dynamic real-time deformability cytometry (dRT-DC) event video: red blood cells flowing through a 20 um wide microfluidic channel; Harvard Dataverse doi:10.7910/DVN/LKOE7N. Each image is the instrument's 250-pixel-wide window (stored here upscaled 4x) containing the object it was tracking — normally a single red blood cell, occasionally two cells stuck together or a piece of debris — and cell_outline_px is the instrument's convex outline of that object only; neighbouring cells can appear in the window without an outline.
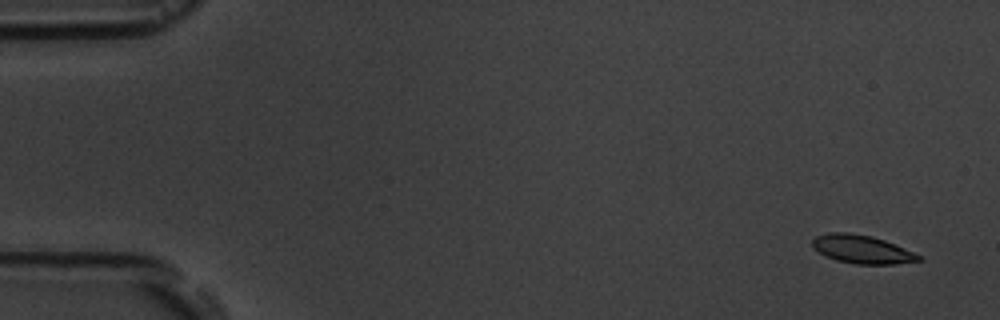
{"species": "common noctule bat (a hibernating species)", "species_latin": "Nyctalus noctula", "temperature_condition": "room temperature", "stored_images_in_passage": 5, "camera_frame_rate_fps": 3000, "um_per_image_px": 0.085, "animal": {"sex": "male", "body_mass_g": 19.5, "forearm_length_mm": 54.6}, "frame": {"image": 1, "passage_image": 1, "time_ms": 0.0, "image_size_px": [1000, 320], "cell_outline_px": [[924, 260], [896, 264], [856, 264], [836, 260], [824, 256], [812, 248], [812, 240], [816, 236], [828, 232], [848, 232], [872, 236], [884, 240], [912, 252], [920, 256]], "centroid_in_image_um": [73.21, 21.19], "position_along_channel_um": 11.8, "area_um2": 17.57}}
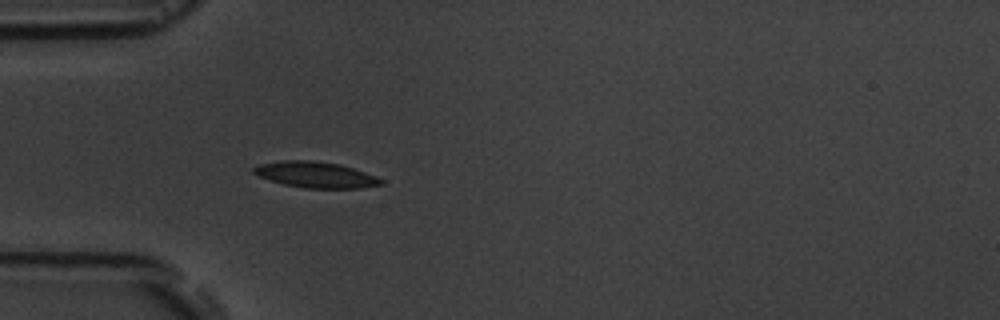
{"frame": {"image": 2, "passage_image": 5, "time_ms": 4.667, "image_size_px": [1000, 320], "cell_outline_px": [[384, 184], [360, 188], [304, 188], [284, 184], [260, 176], [252, 172], [252, 168], [260, 164], [284, 160], [316, 160], [340, 164], [376, 176], [384, 180]], "centroid_in_image_um": [26.86, 14.85], "position_along_channel_um": 58.1, "area_um2": 19.19}}